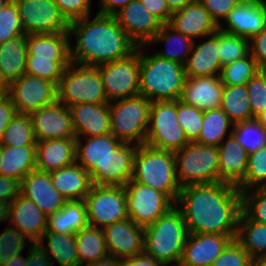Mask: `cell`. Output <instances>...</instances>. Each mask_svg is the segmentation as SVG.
Masks as SVG:
<instances>
[{
	"instance_id": "obj_12",
	"label": "cell",
	"mask_w": 266,
	"mask_h": 266,
	"mask_svg": "<svg viewBox=\"0 0 266 266\" xmlns=\"http://www.w3.org/2000/svg\"><path fill=\"white\" fill-rule=\"evenodd\" d=\"M124 188L129 219L142 227L153 224L176 204L165 193L132 179Z\"/></svg>"
},
{
	"instance_id": "obj_71",
	"label": "cell",
	"mask_w": 266,
	"mask_h": 266,
	"mask_svg": "<svg viewBox=\"0 0 266 266\" xmlns=\"http://www.w3.org/2000/svg\"><path fill=\"white\" fill-rule=\"evenodd\" d=\"M1 149H2V146L0 145V159H1Z\"/></svg>"
},
{
	"instance_id": "obj_29",
	"label": "cell",
	"mask_w": 266,
	"mask_h": 266,
	"mask_svg": "<svg viewBox=\"0 0 266 266\" xmlns=\"http://www.w3.org/2000/svg\"><path fill=\"white\" fill-rule=\"evenodd\" d=\"M27 51L33 61L71 62L69 32L30 34Z\"/></svg>"
},
{
	"instance_id": "obj_57",
	"label": "cell",
	"mask_w": 266,
	"mask_h": 266,
	"mask_svg": "<svg viewBox=\"0 0 266 266\" xmlns=\"http://www.w3.org/2000/svg\"><path fill=\"white\" fill-rule=\"evenodd\" d=\"M143 6L163 24H168L172 16L166 0H140Z\"/></svg>"
},
{
	"instance_id": "obj_13",
	"label": "cell",
	"mask_w": 266,
	"mask_h": 266,
	"mask_svg": "<svg viewBox=\"0 0 266 266\" xmlns=\"http://www.w3.org/2000/svg\"><path fill=\"white\" fill-rule=\"evenodd\" d=\"M25 34L69 32L70 22L54 0H13Z\"/></svg>"
},
{
	"instance_id": "obj_33",
	"label": "cell",
	"mask_w": 266,
	"mask_h": 266,
	"mask_svg": "<svg viewBox=\"0 0 266 266\" xmlns=\"http://www.w3.org/2000/svg\"><path fill=\"white\" fill-rule=\"evenodd\" d=\"M84 200H70L57 212L47 216V231L76 234L88 226Z\"/></svg>"
},
{
	"instance_id": "obj_23",
	"label": "cell",
	"mask_w": 266,
	"mask_h": 266,
	"mask_svg": "<svg viewBox=\"0 0 266 266\" xmlns=\"http://www.w3.org/2000/svg\"><path fill=\"white\" fill-rule=\"evenodd\" d=\"M8 223L36 244L47 230V216L30 199L19 194L9 206Z\"/></svg>"
},
{
	"instance_id": "obj_41",
	"label": "cell",
	"mask_w": 266,
	"mask_h": 266,
	"mask_svg": "<svg viewBox=\"0 0 266 266\" xmlns=\"http://www.w3.org/2000/svg\"><path fill=\"white\" fill-rule=\"evenodd\" d=\"M37 140L29 114L16 113L4 130L0 139L1 146H36Z\"/></svg>"
},
{
	"instance_id": "obj_42",
	"label": "cell",
	"mask_w": 266,
	"mask_h": 266,
	"mask_svg": "<svg viewBox=\"0 0 266 266\" xmlns=\"http://www.w3.org/2000/svg\"><path fill=\"white\" fill-rule=\"evenodd\" d=\"M258 71L256 60L249 54L223 66L219 77L223 86L246 85Z\"/></svg>"
},
{
	"instance_id": "obj_47",
	"label": "cell",
	"mask_w": 266,
	"mask_h": 266,
	"mask_svg": "<svg viewBox=\"0 0 266 266\" xmlns=\"http://www.w3.org/2000/svg\"><path fill=\"white\" fill-rule=\"evenodd\" d=\"M32 244L27 237L8 223V226L0 232V266Z\"/></svg>"
},
{
	"instance_id": "obj_30",
	"label": "cell",
	"mask_w": 266,
	"mask_h": 266,
	"mask_svg": "<svg viewBox=\"0 0 266 266\" xmlns=\"http://www.w3.org/2000/svg\"><path fill=\"white\" fill-rule=\"evenodd\" d=\"M122 143L112 133L76 138V162L91 174L97 166L106 162Z\"/></svg>"
},
{
	"instance_id": "obj_28",
	"label": "cell",
	"mask_w": 266,
	"mask_h": 266,
	"mask_svg": "<svg viewBox=\"0 0 266 266\" xmlns=\"http://www.w3.org/2000/svg\"><path fill=\"white\" fill-rule=\"evenodd\" d=\"M76 162V138L37 141L36 170L52 172Z\"/></svg>"
},
{
	"instance_id": "obj_50",
	"label": "cell",
	"mask_w": 266,
	"mask_h": 266,
	"mask_svg": "<svg viewBox=\"0 0 266 266\" xmlns=\"http://www.w3.org/2000/svg\"><path fill=\"white\" fill-rule=\"evenodd\" d=\"M24 34L17 6L11 0L0 12V43Z\"/></svg>"
},
{
	"instance_id": "obj_19",
	"label": "cell",
	"mask_w": 266,
	"mask_h": 266,
	"mask_svg": "<svg viewBox=\"0 0 266 266\" xmlns=\"http://www.w3.org/2000/svg\"><path fill=\"white\" fill-rule=\"evenodd\" d=\"M138 145L122 143L109 159L90 174L94 185L125 186L133 177Z\"/></svg>"
},
{
	"instance_id": "obj_58",
	"label": "cell",
	"mask_w": 266,
	"mask_h": 266,
	"mask_svg": "<svg viewBox=\"0 0 266 266\" xmlns=\"http://www.w3.org/2000/svg\"><path fill=\"white\" fill-rule=\"evenodd\" d=\"M16 113L15 106L9 95L0 97V139Z\"/></svg>"
},
{
	"instance_id": "obj_70",
	"label": "cell",
	"mask_w": 266,
	"mask_h": 266,
	"mask_svg": "<svg viewBox=\"0 0 266 266\" xmlns=\"http://www.w3.org/2000/svg\"><path fill=\"white\" fill-rule=\"evenodd\" d=\"M9 1L11 0H0V12Z\"/></svg>"
},
{
	"instance_id": "obj_16",
	"label": "cell",
	"mask_w": 266,
	"mask_h": 266,
	"mask_svg": "<svg viewBox=\"0 0 266 266\" xmlns=\"http://www.w3.org/2000/svg\"><path fill=\"white\" fill-rule=\"evenodd\" d=\"M224 21L219 30L250 40L266 27V0H241Z\"/></svg>"
},
{
	"instance_id": "obj_10",
	"label": "cell",
	"mask_w": 266,
	"mask_h": 266,
	"mask_svg": "<svg viewBox=\"0 0 266 266\" xmlns=\"http://www.w3.org/2000/svg\"><path fill=\"white\" fill-rule=\"evenodd\" d=\"M84 201L90 226L104 228L129 218L124 186L93 184Z\"/></svg>"
},
{
	"instance_id": "obj_15",
	"label": "cell",
	"mask_w": 266,
	"mask_h": 266,
	"mask_svg": "<svg viewBox=\"0 0 266 266\" xmlns=\"http://www.w3.org/2000/svg\"><path fill=\"white\" fill-rule=\"evenodd\" d=\"M29 116L37 141L76 138L70 108L58 100Z\"/></svg>"
},
{
	"instance_id": "obj_34",
	"label": "cell",
	"mask_w": 266,
	"mask_h": 266,
	"mask_svg": "<svg viewBox=\"0 0 266 266\" xmlns=\"http://www.w3.org/2000/svg\"><path fill=\"white\" fill-rule=\"evenodd\" d=\"M48 258L59 266H79L75 234L45 231L36 243Z\"/></svg>"
},
{
	"instance_id": "obj_40",
	"label": "cell",
	"mask_w": 266,
	"mask_h": 266,
	"mask_svg": "<svg viewBox=\"0 0 266 266\" xmlns=\"http://www.w3.org/2000/svg\"><path fill=\"white\" fill-rule=\"evenodd\" d=\"M220 108L233 124L253 119L246 85L224 86Z\"/></svg>"
},
{
	"instance_id": "obj_1",
	"label": "cell",
	"mask_w": 266,
	"mask_h": 266,
	"mask_svg": "<svg viewBox=\"0 0 266 266\" xmlns=\"http://www.w3.org/2000/svg\"><path fill=\"white\" fill-rule=\"evenodd\" d=\"M183 214L189 234L229 235L236 239L242 211V193L226 182L183 187L175 204Z\"/></svg>"
},
{
	"instance_id": "obj_9",
	"label": "cell",
	"mask_w": 266,
	"mask_h": 266,
	"mask_svg": "<svg viewBox=\"0 0 266 266\" xmlns=\"http://www.w3.org/2000/svg\"><path fill=\"white\" fill-rule=\"evenodd\" d=\"M189 143L177 120V100L151 102L146 145L176 152Z\"/></svg>"
},
{
	"instance_id": "obj_65",
	"label": "cell",
	"mask_w": 266,
	"mask_h": 266,
	"mask_svg": "<svg viewBox=\"0 0 266 266\" xmlns=\"http://www.w3.org/2000/svg\"><path fill=\"white\" fill-rule=\"evenodd\" d=\"M9 206L10 202L8 201H0V224L9 220Z\"/></svg>"
},
{
	"instance_id": "obj_56",
	"label": "cell",
	"mask_w": 266,
	"mask_h": 266,
	"mask_svg": "<svg viewBox=\"0 0 266 266\" xmlns=\"http://www.w3.org/2000/svg\"><path fill=\"white\" fill-rule=\"evenodd\" d=\"M21 181L14 177L0 175V201L12 202L19 194Z\"/></svg>"
},
{
	"instance_id": "obj_27",
	"label": "cell",
	"mask_w": 266,
	"mask_h": 266,
	"mask_svg": "<svg viewBox=\"0 0 266 266\" xmlns=\"http://www.w3.org/2000/svg\"><path fill=\"white\" fill-rule=\"evenodd\" d=\"M205 41L198 44L193 42L191 53L184 65L186 78L202 76H219L221 62L217 40V31L205 37Z\"/></svg>"
},
{
	"instance_id": "obj_21",
	"label": "cell",
	"mask_w": 266,
	"mask_h": 266,
	"mask_svg": "<svg viewBox=\"0 0 266 266\" xmlns=\"http://www.w3.org/2000/svg\"><path fill=\"white\" fill-rule=\"evenodd\" d=\"M20 194L32 200L46 216L57 212L67 202L53 186L50 173L39 170H33L23 178Z\"/></svg>"
},
{
	"instance_id": "obj_5",
	"label": "cell",
	"mask_w": 266,
	"mask_h": 266,
	"mask_svg": "<svg viewBox=\"0 0 266 266\" xmlns=\"http://www.w3.org/2000/svg\"><path fill=\"white\" fill-rule=\"evenodd\" d=\"M132 180L168 195L175 203L182 189L177 178L175 152L138 146Z\"/></svg>"
},
{
	"instance_id": "obj_20",
	"label": "cell",
	"mask_w": 266,
	"mask_h": 266,
	"mask_svg": "<svg viewBox=\"0 0 266 266\" xmlns=\"http://www.w3.org/2000/svg\"><path fill=\"white\" fill-rule=\"evenodd\" d=\"M232 240L229 235L189 234L179 266H212Z\"/></svg>"
},
{
	"instance_id": "obj_67",
	"label": "cell",
	"mask_w": 266,
	"mask_h": 266,
	"mask_svg": "<svg viewBox=\"0 0 266 266\" xmlns=\"http://www.w3.org/2000/svg\"><path fill=\"white\" fill-rule=\"evenodd\" d=\"M255 120L266 130V110L259 114Z\"/></svg>"
},
{
	"instance_id": "obj_61",
	"label": "cell",
	"mask_w": 266,
	"mask_h": 266,
	"mask_svg": "<svg viewBox=\"0 0 266 266\" xmlns=\"http://www.w3.org/2000/svg\"><path fill=\"white\" fill-rule=\"evenodd\" d=\"M132 0H99L97 13L114 16Z\"/></svg>"
},
{
	"instance_id": "obj_63",
	"label": "cell",
	"mask_w": 266,
	"mask_h": 266,
	"mask_svg": "<svg viewBox=\"0 0 266 266\" xmlns=\"http://www.w3.org/2000/svg\"><path fill=\"white\" fill-rule=\"evenodd\" d=\"M194 0H166L167 5L172 13L183 9L187 4Z\"/></svg>"
},
{
	"instance_id": "obj_39",
	"label": "cell",
	"mask_w": 266,
	"mask_h": 266,
	"mask_svg": "<svg viewBox=\"0 0 266 266\" xmlns=\"http://www.w3.org/2000/svg\"><path fill=\"white\" fill-rule=\"evenodd\" d=\"M233 126L234 124L220 107L203 111L202 129L195 142L218 147L227 136L233 133Z\"/></svg>"
},
{
	"instance_id": "obj_60",
	"label": "cell",
	"mask_w": 266,
	"mask_h": 266,
	"mask_svg": "<svg viewBox=\"0 0 266 266\" xmlns=\"http://www.w3.org/2000/svg\"><path fill=\"white\" fill-rule=\"evenodd\" d=\"M121 266H166L145 252L134 257L121 259Z\"/></svg>"
},
{
	"instance_id": "obj_66",
	"label": "cell",
	"mask_w": 266,
	"mask_h": 266,
	"mask_svg": "<svg viewBox=\"0 0 266 266\" xmlns=\"http://www.w3.org/2000/svg\"><path fill=\"white\" fill-rule=\"evenodd\" d=\"M8 92H9V84L0 73V97L7 95Z\"/></svg>"
},
{
	"instance_id": "obj_59",
	"label": "cell",
	"mask_w": 266,
	"mask_h": 266,
	"mask_svg": "<svg viewBox=\"0 0 266 266\" xmlns=\"http://www.w3.org/2000/svg\"><path fill=\"white\" fill-rule=\"evenodd\" d=\"M27 266H53L54 264L37 244H32L27 251Z\"/></svg>"
},
{
	"instance_id": "obj_46",
	"label": "cell",
	"mask_w": 266,
	"mask_h": 266,
	"mask_svg": "<svg viewBox=\"0 0 266 266\" xmlns=\"http://www.w3.org/2000/svg\"><path fill=\"white\" fill-rule=\"evenodd\" d=\"M177 120L189 142H195L202 129L203 111L177 100Z\"/></svg>"
},
{
	"instance_id": "obj_2",
	"label": "cell",
	"mask_w": 266,
	"mask_h": 266,
	"mask_svg": "<svg viewBox=\"0 0 266 266\" xmlns=\"http://www.w3.org/2000/svg\"><path fill=\"white\" fill-rule=\"evenodd\" d=\"M69 36L71 62L87 66L126 58L138 47L118 25L115 16L99 13L70 22Z\"/></svg>"
},
{
	"instance_id": "obj_37",
	"label": "cell",
	"mask_w": 266,
	"mask_h": 266,
	"mask_svg": "<svg viewBox=\"0 0 266 266\" xmlns=\"http://www.w3.org/2000/svg\"><path fill=\"white\" fill-rule=\"evenodd\" d=\"M79 266L95 263L109 255L103 228L88 225L75 234Z\"/></svg>"
},
{
	"instance_id": "obj_8",
	"label": "cell",
	"mask_w": 266,
	"mask_h": 266,
	"mask_svg": "<svg viewBox=\"0 0 266 266\" xmlns=\"http://www.w3.org/2000/svg\"><path fill=\"white\" fill-rule=\"evenodd\" d=\"M177 178L181 187L218 182L217 146L189 142L175 152Z\"/></svg>"
},
{
	"instance_id": "obj_36",
	"label": "cell",
	"mask_w": 266,
	"mask_h": 266,
	"mask_svg": "<svg viewBox=\"0 0 266 266\" xmlns=\"http://www.w3.org/2000/svg\"><path fill=\"white\" fill-rule=\"evenodd\" d=\"M33 170H36V146H2L0 175L22 181Z\"/></svg>"
},
{
	"instance_id": "obj_51",
	"label": "cell",
	"mask_w": 266,
	"mask_h": 266,
	"mask_svg": "<svg viewBox=\"0 0 266 266\" xmlns=\"http://www.w3.org/2000/svg\"><path fill=\"white\" fill-rule=\"evenodd\" d=\"M212 266H253V259L241 244L233 239Z\"/></svg>"
},
{
	"instance_id": "obj_26",
	"label": "cell",
	"mask_w": 266,
	"mask_h": 266,
	"mask_svg": "<svg viewBox=\"0 0 266 266\" xmlns=\"http://www.w3.org/2000/svg\"><path fill=\"white\" fill-rule=\"evenodd\" d=\"M219 165L218 182L237 186L245 177L248 164V152L232 133L218 146Z\"/></svg>"
},
{
	"instance_id": "obj_62",
	"label": "cell",
	"mask_w": 266,
	"mask_h": 266,
	"mask_svg": "<svg viewBox=\"0 0 266 266\" xmlns=\"http://www.w3.org/2000/svg\"><path fill=\"white\" fill-rule=\"evenodd\" d=\"M82 266H121V259L108 255L95 263H90Z\"/></svg>"
},
{
	"instance_id": "obj_64",
	"label": "cell",
	"mask_w": 266,
	"mask_h": 266,
	"mask_svg": "<svg viewBox=\"0 0 266 266\" xmlns=\"http://www.w3.org/2000/svg\"><path fill=\"white\" fill-rule=\"evenodd\" d=\"M27 255L24 257L22 255V252L14 255L11 260L5 261V264L3 266H27Z\"/></svg>"
},
{
	"instance_id": "obj_49",
	"label": "cell",
	"mask_w": 266,
	"mask_h": 266,
	"mask_svg": "<svg viewBox=\"0 0 266 266\" xmlns=\"http://www.w3.org/2000/svg\"><path fill=\"white\" fill-rule=\"evenodd\" d=\"M71 62L33 61V57L26 58L25 74L36 76L54 82L57 85Z\"/></svg>"
},
{
	"instance_id": "obj_43",
	"label": "cell",
	"mask_w": 266,
	"mask_h": 266,
	"mask_svg": "<svg viewBox=\"0 0 266 266\" xmlns=\"http://www.w3.org/2000/svg\"><path fill=\"white\" fill-rule=\"evenodd\" d=\"M217 40L221 66L244 58L250 54L249 39L217 30Z\"/></svg>"
},
{
	"instance_id": "obj_52",
	"label": "cell",
	"mask_w": 266,
	"mask_h": 266,
	"mask_svg": "<svg viewBox=\"0 0 266 266\" xmlns=\"http://www.w3.org/2000/svg\"><path fill=\"white\" fill-rule=\"evenodd\" d=\"M250 99L251 115L255 119L266 110V88L263 75L258 71L246 84Z\"/></svg>"
},
{
	"instance_id": "obj_44",
	"label": "cell",
	"mask_w": 266,
	"mask_h": 266,
	"mask_svg": "<svg viewBox=\"0 0 266 266\" xmlns=\"http://www.w3.org/2000/svg\"><path fill=\"white\" fill-rule=\"evenodd\" d=\"M237 187L241 192L251 188L266 187V145L248 154L246 175Z\"/></svg>"
},
{
	"instance_id": "obj_38",
	"label": "cell",
	"mask_w": 266,
	"mask_h": 266,
	"mask_svg": "<svg viewBox=\"0 0 266 266\" xmlns=\"http://www.w3.org/2000/svg\"><path fill=\"white\" fill-rule=\"evenodd\" d=\"M236 240L257 259L266 255V224L252 221L243 211L238 219Z\"/></svg>"
},
{
	"instance_id": "obj_17",
	"label": "cell",
	"mask_w": 266,
	"mask_h": 266,
	"mask_svg": "<svg viewBox=\"0 0 266 266\" xmlns=\"http://www.w3.org/2000/svg\"><path fill=\"white\" fill-rule=\"evenodd\" d=\"M118 25L137 44L147 45L163 23L140 0H132L115 15Z\"/></svg>"
},
{
	"instance_id": "obj_31",
	"label": "cell",
	"mask_w": 266,
	"mask_h": 266,
	"mask_svg": "<svg viewBox=\"0 0 266 266\" xmlns=\"http://www.w3.org/2000/svg\"><path fill=\"white\" fill-rule=\"evenodd\" d=\"M55 189L70 200H84L93 186L90 173L77 162L50 172Z\"/></svg>"
},
{
	"instance_id": "obj_55",
	"label": "cell",
	"mask_w": 266,
	"mask_h": 266,
	"mask_svg": "<svg viewBox=\"0 0 266 266\" xmlns=\"http://www.w3.org/2000/svg\"><path fill=\"white\" fill-rule=\"evenodd\" d=\"M250 55L259 68L266 67V27L249 40Z\"/></svg>"
},
{
	"instance_id": "obj_11",
	"label": "cell",
	"mask_w": 266,
	"mask_h": 266,
	"mask_svg": "<svg viewBox=\"0 0 266 266\" xmlns=\"http://www.w3.org/2000/svg\"><path fill=\"white\" fill-rule=\"evenodd\" d=\"M140 46L130 56L98 65L109 102L139 95Z\"/></svg>"
},
{
	"instance_id": "obj_18",
	"label": "cell",
	"mask_w": 266,
	"mask_h": 266,
	"mask_svg": "<svg viewBox=\"0 0 266 266\" xmlns=\"http://www.w3.org/2000/svg\"><path fill=\"white\" fill-rule=\"evenodd\" d=\"M103 231L110 256L124 259L144 252V227L129 218L105 226Z\"/></svg>"
},
{
	"instance_id": "obj_22",
	"label": "cell",
	"mask_w": 266,
	"mask_h": 266,
	"mask_svg": "<svg viewBox=\"0 0 266 266\" xmlns=\"http://www.w3.org/2000/svg\"><path fill=\"white\" fill-rule=\"evenodd\" d=\"M168 25L193 41H203V38L218 30L217 24L199 0H194L183 9L172 13Z\"/></svg>"
},
{
	"instance_id": "obj_4",
	"label": "cell",
	"mask_w": 266,
	"mask_h": 266,
	"mask_svg": "<svg viewBox=\"0 0 266 266\" xmlns=\"http://www.w3.org/2000/svg\"><path fill=\"white\" fill-rule=\"evenodd\" d=\"M188 235L183 214L175 205L144 227V252L166 266H179Z\"/></svg>"
},
{
	"instance_id": "obj_35",
	"label": "cell",
	"mask_w": 266,
	"mask_h": 266,
	"mask_svg": "<svg viewBox=\"0 0 266 266\" xmlns=\"http://www.w3.org/2000/svg\"><path fill=\"white\" fill-rule=\"evenodd\" d=\"M193 40L175 31L168 24H163L156 35L148 42L146 46L154 44H165L163 49H158L154 54L185 65L188 55L191 53Z\"/></svg>"
},
{
	"instance_id": "obj_32",
	"label": "cell",
	"mask_w": 266,
	"mask_h": 266,
	"mask_svg": "<svg viewBox=\"0 0 266 266\" xmlns=\"http://www.w3.org/2000/svg\"><path fill=\"white\" fill-rule=\"evenodd\" d=\"M27 44V34L0 43V73L8 84L25 74Z\"/></svg>"
},
{
	"instance_id": "obj_48",
	"label": "cell",
	"mask_w": 266,
	"mask_h": 266,
	"mask_svg": "<svg viewBox=\"0 0 266 266\" xmlns=\"http://www.w3.org/2000/svg\"><path fill=\"white\" fill-rule=\"evenodd\" d=\"M242 211L252 220L266 224V187L242 191Z\"/></svg>"
},
{
	"instance_id": "obj_6",
	"label": "cell",
	"mask_w": 266,
	"mask_h": 266,
	"mask_svg": "<svg viewBox=\"0 0 266 266\" xmlns=\"http://www.w3.org/2000/svg\"><path fill=\"white\" fill-rule=\"evenodd\" d=\"M150 107L151 101L141 95L110 102L111 133L123 143L145 144Z\"/></svg>"
},
{
	"instance_id": "obj_69",
	"label": "cell",
	"mask_w": 266,
	"mask_h": 266,
	"mask_svg": "<svg viewBox=\"0 0 266 266\" xmlns=\"http://www.w3.org/2000/svg\"><path fill=\"white\" fill-rule=\"evenodd\" d=\"M259 72L263 75L264 85H265V88H266V67L259 68Z\"/></svg>"
},
{
	"instance_id": "obj_54",
	"label": "cell",
	"mask_w": 266,
	"mask_h": 266,
	"mask_svg": "<svg viewBox=\"0 0 266 266\" xmlns=\"http://www.w3.org/2000/svg\"><path fill=\"white\" fill-rule=\"evenodd\" d=\"M209 12L212 20L219 26L231 10L241 0H199Z\"/></svg>"
},
{
	"instance_id": "obj_68",
	"label": "cell",
	"mask_w": 266,
	"mask_h": 266,
	"mask_svg": "<svg viewBox=\"0 0 266 266\" xmlns=\"http://www.w3.org/2000/svg\"><path fill=\"white\" fill-rule=\"evenodd\" d=\"M253 266H266V255L253 260Z\"/></svg>"
},
{
	"instance_id": "obj_14",
	"label": "cell",
	"mask_w": 266,
	"mask_h": 266,
	"mask_svg": "<svg viewBox=\"0 0 266 266\" xmlns=\"http://www.w3.org/2000/svg\"><path fill=\"white\" fill-rule=\"evenodd\" d=\"M8 95L16 112L24 114H30L58 100L56 83L28 74L9 84Z\"/></svg>"
},
{
	"instance_id": "obj_45",
	"label": "cell",
	"mask_w": 266,
	"mask_h": 266,
	"mask_svg": "<svg viewBox=\"0 0 266 266\" xmlns=\"http://www.w3.org/2000/svg\"><path fill=\"white\" fill-rule=\"evenodd\" d=\"M233 134L248 154L266 145V130L255 119L234 124Z\"/></svg>"
},
{
	"instance_id": "obj_7",
	"label": "cell",
	"mask_w": 266,
	"mask_h": 266,
	"mask_svg": "<svg viewBox=\"0 0 266 266\" xmlns=\"http://www.w3.org/2000/svg\"><path fill=\"white\" fill-rule=\"evenodd\" d=\"M58 101L67 107L77 104L110 103L99 68L71 62L57 85Z\"/></svg>"
},
{
	"instance_id": "obj_53",
	"label": "cell",
	"mask_w": 266,
	"mask_h": 266,
	"mask_svg": "<svg viewBox=\"0 0 266 266\" xmlns=\"http://www.w3.org/2000/svg\"><path fill=\"white\" fill-rule=\"evenodd\" d=\"M54 2L69 22L92 14V0H54Z\"/></svg>"
},
{
	"instance_id": "obj_3",
	"label": "cell",
	"mask_w": 266,
	"mask_h": 266,
	"mask_svg": "<svg viewBox=\"0 0 266 266\" xmlns=\"http://www.w3.org/2000/svg\"><path fill=\"white\" fill-rule=\"evenodd\" d=\"M147 48L140 46L139 95L151 102L179 100L186 80L184 65L147 53Z\"/></svg>"
},
{
	"instance_id": "obj_25",
	"label": "cell",
	"mask_w": 266,
	"mask_h": 266,
	"mask_svg": "<svg viewBox=\"0 0 266 266\" xmlns=\"http://www.w3.org/2000/svg\"><path fill=\"white\" fill-rule=\"evenodd\" d=\"M223 87L219 76L186 78L180 100L202 111L219 108Z\"/></svg>"
},
{
	"instance_id": "obj_24",
	"label": "cell",
	"mask_w": 266,
	"mask_h": 266,
	"mask_svg": "<svg viewBox=\"0 0 266 266\" xmlns=\"http://www.w3.org/2000/svg\"><path fill=\"white\" fill-rule=\"evenodd\" d=\"M69 108L76 138H87L111 133L109 103H83L72 105Z\"/></svg>"
}]
</instances>
